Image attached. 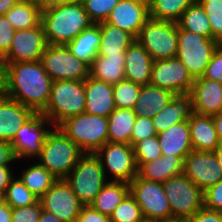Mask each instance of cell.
<instances>
[{"instance_id": "obj_1", "label": "cell", "mask_w": 222, "mask_h": 222, "mask_svg": "<svg viewBox=\"0 0 222 222\" xmlns=\"http://www.w3.org/2000/svg\"><path fill=\"white\" fill-rule=\"evenodd\" d=\"M2 67V93L35 113H42L47 107L53 82L42 63H2Z\"/></svg>"}, {"instance_id": "obj_2", "label": "cell", "mask_w": 222, "mask_h": 222, "mask_svg": "<svg viewBox=\"0 0 222 222\" xmlns=\"http://www.w3.org/2000/svg\"><path fill=\"white\" fill-rule=\"evenodd\" d=\"M41 23L47 43L52 45H67L94 24L81 1L42 9Z\"/></svg>"}, {"instance_id": "obj_3", "label": "cell", "mask_w": 222, "mask_h": 222, "mask_svg": "<svg viewBox=\"0 0 222 222\" xmlns=\"http://www.w3.org/2000/svg\"><path fill=\"white\" fill-rule=\"evenodd\" d=\"M84 153L59 127L48 133L38 163L57 179H65Z\"/></svg>"}, {"instance_id": "obj_4", "label": "cell", "mask_w": 222, "mask_h": 222, "mask_svg": "<svg viewBox=\"0 0 222 222\" xmlns=\"http://www.w3.org/2000/svg\"><path fill=\"white\" fill-rule=\"evenodd\" d=\"M85 105L84 81H53L47 107L41 114L58 127L66 119L84 113Z\"/></svg>"}, {"instance_id": "obj_5", "label": "cell", "mask_w": 222, "mask_h": 222, "mask_svg": "<svg viewBox=\"0 0 222 222\" xmlns=\"http://www.w3.org/2000/svg\"><path fill=\"white\" fill-rule=\"evenodd\" d=\"M58 127L84 154L96 153L108 142V117L82 113Z\"/></svg>"}, {"instance_id": "obj_6", "label": "cell", "mask_w": 222, "mask_h": 222, "mask_svg": "<svg viewBox=\"0 0 222 222\" xmlns=\"http://www.w3.org/2000/svg\"><path fill=\"white\" fill-rule=\"evenodd\" d=\"M65 181L83 205H90L103 186L111 181V178L106 177L96 154L89 153L80 157L76 166L66 176Z\"/></svg>"}, {"instance_id": "obj_7", "label": "cell", "mask_w": 222, "mask_h": 222, "mask_svg": "<svg viewBox=\"0 0 222 222\" xmlns=\"http://www.w3.org/2000/svg\"><path fill=\"white\" fill-rule=\"evenodd\" d=\"M219 45L220 43L216 40L178 27L176 57L186 66L194 79L204 75Z\"/></svg>"}, {"instance_id": "obj_8", "label": "cell", "mask_w": 222, "mask_h": 222, "mask_svg": "<svg viewBox=\"0 0 222 222\" xmlns=\"http://www.w3.org/2000/svg\"><path fill=\"white\" fill-rule=\"evenodd\" d=\"M153 61L176 57L178 24L149 18L135 39Z\"/></svg>"}, {"instance_id": "obj_9", "label": "cell", "mask_w": 222, "mask_h": 222, "mask_svg": "<svg viewBox=\"0 0 222 222\" xmlns=\"http://www.w3.org/2000/svg\"><path fill=\"white\" fill-rule=\"evenodd\" d=\"M172 217L190 218L204 206L203 191L184 173L162 182Z\"/></svg>"}, {"instance_id": "obj_10", "label": "cell", "mask_w": 222, "mask_h": 222, "mask_svg": "<svg viewBox=\"0 0 222 222\" xmlns=\"http://www.w3.org/2000/svg\"><path fill=\"white\" fill-rule=\"evenodd\" d=\"M40 62L53 81H84L89 66L71 53L67 45L48 44Z\"/></svg>"}, {"instance_id": "obj_11", "label": "cell", "mask_w": 222, "mask_h": 222, "mask_svg": "<svg viewBox=\"0 0 222 222\" xmlns=\"http://www.w3.org/2000/svg\"><path fill=\"white\" fill-rule=\"evenodd\" d=\"M129 186L130 194L140 206L145 220L155 222L172 217L162 183L146 180L137 175Z\"/></svg>"}, {"instance_id": "obj_12", "label": "cell", "mask_w": 222, "mask_h": 222, "mask_svg": "<svg viewBox=\"0 0 222 222\" xmlns=\"http://www.w3.org/2000/svg\"><path fill=\"white\" fill-rule=\"evenodd\" d=\"M100 163L111 181H124L130 183L138 175V166L131 144L107 142L96 153Z\"/></svg>"}, {"instance_id": "obj_13", "label": "cell", "mask_w": 222, "mask_h": 222, "mask_svg": "<svg viewBox=\"0 0 222 222\" xmlns=\"http://www.w3.org/2000/svg\"><path fill=\"white\" fill-rule=\"evenodd\" d=\"M53 127L52 123L41 113H36L22 125L10 143L16 160L27 159V157H29L28 159L37 158Z\"/></svg>"}, {"instance_id": "obj_14", "label": "cell", "mask_w": 222, "mask_h": 222, "mask_svg": "<svg viewBox=\"0 0 222 222\" xmlns=\"http://www.w3.org/2000/svg\"><path fill=\"white\" fill-rule=\"evenodd\" d=\"M47 46L42 23L29 29L16 30L10 50L1 58V63L40 61Z\"/></svg>"}, {"instance_id": "obj_15", "label": "cell", "mask_w": 222, "mask_h": 222, "mask_svg": "<svg viewBox=\"0 0 222 222\" xmlns=\"http://www.w3.org/2000/svg\"><path fill=\"white\" fill-rule=\"evenodd\" d=\"M194 78L186 66L177 58L156 60L152 63L150 84L171 91L174 94L189 93Z\"/></svg>"}, {"instance_id": "obj_16", "label": "cell", "mask_w": 222, "mask_h": 222, "mask_svg": "<svg viewBox=\"0 0 222 222\" xmlns=\"http://www.w3.org/2000/svg\"><path fill=\"white\" fill-rule=\"evenodd\" d=\"M39 201L43 210L63 222H76L83 206L65 179H58Z\"/></svg>"}, {"instance_id": "obj_17", "label": "cell", "mask_w": 222, "mask_h": 222, "mask_svg": "<svg viewBox=\"0 0 222 222\" xmlns=\"http://www.w3.org/2000/svg\"><path fill=\"white\" fill-rule=\"evenodd\" d=\"M183 173L203 192L222 180V169L214 152L192 150L184 159Z\"/></svg>"}, {"instance_id": "obj_18", "label": "cell", "mask_w": 222, "mask_h": 222, "mask_svg": "<svg viewBox=\"0 0 222 222\" xmlns=\"http://www.w3.org/2000/svg\"><path fill=\"white\" fill-rule=\"evenodd\" d=\"M149 18L148 0H120L105 22L130 33L136 39Z\"/></svg>"}, {"instance_id": "obj_19", "label": "cell", "mask_w": 222, "mask_h": 222, "mask_svg": "<svg viewBox=\"0 0 222 222\" xmlns=\"http://www.w3.org/2000/svg\"><path fill=\"white\" fill-rule=\"evenodd\" d=\"M189 94L194 112L212 116L222 111V83L198 77L194 79Z\"/></svg>"}, {"instance_id": "obj_20", "label": "cell", "mask_w": 222, "mask_h": 222, "mask_svg": "<svg viewBox=\"0 0 222 222\" xmlns=\"http://www.w3.org/2000/svg\"><path fill=\"white\" fill-rule=\"evenodd\" d=\"M36 113L0 93V140L11 143L16 132Z\"/></svg>"}, {"instance_id": "obj_21", "label": "cell", "mask_w": 222, "mask_h": 222, "mask_svg": "<svg viewBox=\"0 0 222 222\" xmlns=\"http://www.w3.org/2000/svg\"><path fill=\"white\" fill-rule=\"evenodd\" d=\"M86 105L84 113L108 117L116 108L113 85L88 76L84 80Z\"/></svg>"}, {"instance_id": "obj_22", "label": "cell", "mask_w": 222, "mask_h": 222, "mask_svg": "<svg viewBox=\"0 0 222 222\" xmlns=\"http://www.w3.org/2000/svg\"><path fill=\"white\" fill-rule=\"evenodd\" d=\"M125 79L140 85H148L151 80L153 59L136 40L124 54Z\"/></svg>"}, {"instance_id": "obj_23", "label": "cell", "mask_w": 222, "mask_h": 222, "mask_svg": "<svg viewBox=\"0 0 222 222\" xmlns=\"http://www.w3.org/2000/svg\"><path fill=\"white\" fill-rule=\"evenodd\" d=\"M193 113L191 95L189 93L175 94L171 102L152 118L156 133L165 131L174 124L188 121Z\"/></svg>"}, {"instance_id": "obj_24", "label": "cell", "mask_w": 222, "mask_h": 222, "mask_svg": "<svg viewBox=\"0 0 222 222\" xmlns=\"http://www.w3.org/2000/svg\"><path fill=\"white\" fill-rule=\"evenodd\" d=\"M157 136L162 156L186 157L193 150L188 121L174 124Z\"/></svg>"}, {"instance_id": "obj_25", "label": "cell", "mask_w": 222, "mask_h": 222, "mask_svg": "<svg viewBox=\"0 0 222 222\" xmlns=\"http://www.w3.org/2000/svg\"><path fill=\"white\" fill-rule=\"evenodd\" d=\"M193 150L214 152L220 144L212 116L196 112L188 119Z\"/></svg>"}, {"instance_id": "obj_26", "label": "cell", "mask_w": 222, "mask_h": 222, "mask_svg": "<svg viewBox=\"0 0 222 222\" xmlns=\"http://www.w3.org/2000/svg\"><path fill=\"white\" fill-rule=\"evenodd\" d=\"M174 95L169 90L151 84L142 85L133 109L134 113L138 117L153 118L171 102Z\"/></svg>"}, {"instance_id": "obj_27", "label": "cell", "mask_w": 222, "mask_h": 222, "mask_svg": "<svg viewBox=\"0 0 222 222\" xmlns=\"http://www.w3.org/2000/svg\"><path fill=\"white\" fill-rule=\"evenodd\" d=\"M185 157L173 155L161 156L154 161L144 163L138 169V175L146 180L162 183L172 176L183 173Z\"/></svg>"}, {"instance_id": "obj_28", "label": "cell", "mask_w": 222, "mask_h": 222, "mask_svg": "<svg viewBox=\"0 0 222 222\" xmlns=\"http://www.w3.org/2000/svg\"><path fill=\"white\" fill-rule=\"evenodd\" d=\"M101 42L98 55H124L133 44L135 38L115 25L100 22Z\"/></svg>"}, {"instance_id": "obj_29", "label": "cell", "mask_w": 222, "mask_h": 222, "mask_svg": "<svg viewBox=\"0 0 222 222\" xmlns=\"http://www.w3.org/2000/svg\"><path fill=\"white\" fill-rule=\"evenodd\" d=\"M100 42V26L99 24H92L69 42L67 47L73 55L90 67L98 56Z\"/></svg>"}, {"instance_id": "obj_30", "label": "cell", "mask_w": 222, "mask_h": 222, "mask_svg": "<svg viewBox=\"0 0 222 222\" xmlns=\"http://www.w3.org/2000/svg\"><path fill=\"white\" fill-rule=\"evenodd\" d=\"M124 67V55H98L90 65L89 76L113 85L125 79Z\"/></svg>"}, {"instance_id": "obj_31", "label": "cell", "mask_w": 222, "mask_h": 222, "mask_svg": "<svg viewBox=\"0 0 222 222\" xmlns=\"http://www.w3.org/2000/svg\"><path fill=\"white\" fill-rule=\"evenodd\" d=\"M135 119L133 109L115 108L108 116V142L130 144Z\"/></svg>"}, {"instance_id": "obj_32", "label": "cell", "mask_w": 222, "mask_h": 222, "mask_svg": "<svg viewBox=\"0 0 222 222\" xmlns=\"http://www.w3.org/2000/svg\"><path fill=\"white\" fill-rule=\"evenodd\" d=\"M129 193V183L108 181L90 205L100 213L110 216Z\"/></svg>"}, {"instance_id": "obj_33", "label": "cell", "mask_w": 222, "mask_h": 222, "mask_svg": "<svg viewBox=\"0 0 222 222\" xmlns=\"http://www.w3.org/2000/svg\"><path fill=\"white\" fill-rule=\"evenodd\" d=\"M42 7L31 1L19 0L5 16L16 30L29 29L41 23Z\"/></svg>"}, {"instance_id": "obj_34", "label": "cell", "mask_w": 222, "mask_h": 222, "mask_svg": "<svg viewBox=\"0 0 222 222\" xmlns=\"http://www.w3.org/2000/svg\"><path fill=\"white\" fill-rule=\"evenodd\" d=\"M19 179L38 198L43 196L58 180L37 161L23 169Z\"/></svg>"}, {"instance_id": "obj_35", "label": "cell", "mask_w": 222, "mask_h": 222, "mask_svg": "<svg viewBox=\"0 0 222 222\" xmlns=\"http://www.w3.org/2000/svg\"><path fill=\"white\" fill-rule=\"evenodd\" d=\"M177 24L180 29L198 33L212 39L210 21L205 13L203 6L199 3L198 0H195L184 11Z\"/></svg>"}, {"instance_id": "obj_36", "label": "cell", "mask_w": 222, "mask_h": 222, "mask_svg": "<svg viewBox=\"0 0 222 222\" xmlns=\"http://www.w3.org/2000/svg\"><path fill=\"white\" fill-rule=\"evenodd\" d=\"M149 17L177 23L195 0H148Z\"/></svg>"}, {"instance_id": "obj_37", "label": "cell", "mask_w": 222, "mask_h": 222, "mask_svg": "<svg viewBox=\"0 0 222 222\" xmlns=\"http://www.w3.org/2000/svg\"><path fill=\"white\" fill-rule=\"evenodd\" d=\"M3 196L4 201L11 208L29 206L39 201V198L23 184L19 177L11 180Z\"/></svg>"}, {"instance_id": "obj_38", "label": "cell", "mask_w": 222, "mask_h": 222, "mask_svg": "<svg viewBox=\"0 0 222 222\" xmlns=\"http://www.w3.org/2000/svg\"><path fill=\"white\" fill-rule=\"evenodd\" d=\"M141 86L126 79L113 84V97L116 108L134 109Z\"/></svg>"}, {"instance_id": "obj_39", "label": "cell", "mask_w": 222, "mask_h": 222, "mask_svg": "<svg viewBox=\"0 0 222 222\" xmlns=\"http://www.w3.org/2000/svg\"><path fill=\"white\" fill-rule=\"evenodd\" d=\"M140 206L129 193L110 215V222H143Z\"/></svg>"}, {"instance_id": "obj_40", "label": "cell", "mask_w": 222, "mask_h": 222, "mask_svg": "<svg viewBox=\"0 0 222 222\" xmlns=\"http://www.w3.org/2000/svg\"><path fill=\"white\" fill-rule=\"evenodd\" d=\"M138 169L144 164L162 156L158 136L145 138L133 146Z\"/></svg>"}, {"instance_id": "obj_41", "label": "cell", "mask_w": 222, "mask_h": 222, "mask_svg": "<svg viewBox=\"0 0 222 222\" xmlns=\"http://www.w3.org/2000/svg\"><path fill=\"white\" fill-rule=\"evenodd\" d=\"M210 21L212 39L222 44V0H198Z\"/></svg>"}, {"instance_id": "obj_42", "label": "cell", "mask_w": 222, "mask_h": 222, "mask_svg": "<svg viewBox=\"0 0 222 222\" xmlns=\"http://www.w3.org/2000/svg\"><path fill=\"white\" fill-rule=\"evenodd\" d=\"M120 0H81L85 11L94 24L106 21Z\"/></svg>"}, {"instance_id": "obj_43", "label": "cell", "mask_w": 222, "mask_h": 222, "mask_svg": "<svg viewBox=\"0 0 222 222\" xmlns=\"http://www.w3.org/2000/svg\"><path fill=\"white\" fill-rule=\"evenodd\" d=\"M154 135H157V133L155 131L152 118L136 116L130 139L131 146L133 147L137 142Z\"/></svg>"}, {"instance_id": "obj_44", "label": "cell", "mask_w": 222, "mask_h": 222, "mask_svg": "<svg viewBox=\"0 0 222 222\" xmlns=\"http://www.w3.org/2000/svg\"><path fill=\"white\" fill-rule=\"evenodd\" d=\"M42 211L40 201L35 204L12 208L11 222H38Z\"/></svg>"}, {"instance_id": "obj_45", "label": "cell", "mask_w": 222, "mask_h": 222, "mask_svg": "<svg viewBox=\"0 0 222 222\" xmlns=\"http://www.w3.org/2000/svg\"><path fill=\"white\" fill-rule=\"evenodd\" d=\"M16 29L5 15H0V59L10 50Z\"/></svg>"}, {"instance_id": "obj_46", "label": "cell", "mask_w": 222, "mask_h": 222, "mask_svg": "<svg viewBox=\"0 0 222 222\" xmlns=\"http://www.w3.org/2000/svg\"><path fill=\"white\" fill-rule=\"evenodd\" d=\"M204 207L222 212V180L203 192Z\"/></svg>"}, {"instance_id": "obj_47", "label": "cell", "mask_w": 222, "mask_h": 222, "mask_svg": "<svg viewBox=\"0 0 222 222\" xmlns=\"http://www.w3.org/2000/svg\"><path fill=\"white\" fill-rule=\"evenodd\" d=\"M203 77L222 83V44L213 53Z\"/></svg>"}, {"instance_id": "obj_48", "label": "cell", "mask_w": 222, "mask_h": 222, "mask_svg": "<svg viewBox=\"0 0 222 222\" xmlns=\"http://www.w3.org/2000/svg\"><path fill=\"white\" fill-rule=\"evenodd\" d=\"M76 222H110V216L100 213L91 205H83Z\"/></svg>"}, {"instance_id": "obj_49", "label": "cell", "mask_w": 222, "mask_h": 222, "mask_svg": "<svg viewBox=\"0 0 222 222\" xmlns=\"http://www.w3.org/2000/svg\"><path fill=\"white\" fill-rule=\"evenodd\" d=\"M187 222H222V212L210 210L203 206L192 217L187 218Z\"/></svg>"}, {"instance_id": "obj_50", "label": "cell", "mask_w": 222, "mask_h": 222, "mask_svg": "<svg viewBox=\"0 0 222 222\" xmlns=\"http://www.w3.org/2000/svg\"><path fill=\"white\" fill-rule=\"evenodd\" d=\"M16 161L11 144L0 140V166H11Z\"/></svg>"}, {"instance_id": "obj_51", "label": "cell", "mask_w": 222, "mask_h": 222, "mask_svg": "<svg viewBox=\"0 0 222 222\" xmlns=\"http://www.w3.org/2000/svg\"><path fill=\"white\" fill-rule=\"evenodd\" d=\"M14 178V172L10 166H0V193L4 195L7 186Z\"/></svg>"}, {"instance_id": "obj_52", "label": "cell", "mask_w": 222, "mask_h": 222, "mask_svg": "<svg viewBox=\"0 0 222 222\" xmlns=\"http://www.w3.org/2000/svg\"><path fill=\"white\" fill-rule=\"evenodd\" d=\"M12 208L3 200L0 203V222H11Z\"/></svg>"}, {"instance_id": "obj_53", "label": "cell", "mask_w": 222, "mask_h": 222, "mask_svg": "<svg viewBox=\"0 0 222 222\" xmlns=\"http://www.w3.org/2000/svg\"><path fill=\"white\" fill-rule=\"evenodd\" d=\"M81 0H42L39 4L42 9L59 6L64 4H72L80 2Z\"/></svg>"}, {"instance_id": "obj_54", "label": "cell", "mask_w": 222, "mask_h": 222, "mask_svg": "<svg viewBox=\"0 0 222 222\" xmlns=\"http://www.w3.org/2000/svg\"><path fill=\"white\" fill-rule=\"evenodd\" d=\"M215 130L219 137L220 142H222V112L212 115Z\"/></svg>"}, {"instance_id": "obj_55", "label": "cell", "mask_w": 222, "mask_h": 222, "mask_svg": "<svg viewBox=\"0 0 222 222\" xmlns=\"http://www.w3.org/2000/svg\"><path fill=\"white\" fill-rule=\"evenodd\" d=\"M19 0H0V15H5Z\"/></svg>"}, {"instance_id": "obj_56", "label": "cell", "mask_w": 222, "mask_h": 222, "mask_svg": "<svg viewBox=\"0 0 222 222\" xmlns=\"http://www.w3.org/2000/svg\"><path fill=\"white\" fill-rule=\"evenodd\" d=\"M38 222H63V221L57 218L54 214L42 209L40 219Z\"/></svg>"}, {"instance_id": "obj_57", "label": "cell", "mask_w": 222, "mask_h": 222, "mask_svg": "<svg viewBox=\"0 0 222 222\" xmlns=\"http://www.w3.org/2000/svg\"><path fill=\"white\" fill-rule=\"evenodd\" d=\"M214 153L216 154L220 168L222 169V142H220V144L214 150Z\"/></svg>"}, {"instance_id": "obj_58", "label": "cell", "mask_w": 222, "mask_h": 222, "mask_svg": "<svg viewBox=\"0 0 222 222\" xmlns=\"http://www.w3.org/2000/svg\"><path fill=\"white\" fill-rule=\"evenodd\" d=\"M156 222H187L186 218H178V217H170L162 220H158Z\"/></svg>"}, {"instance_id": "obj_59", "label": "cell", "mask_w": 222, "mask_h": 222, "mask_svg": "<svg viewBox=\"0 0 222 222\" xmlns=\"http://www.w3.org/2000/svg\"><path fill=\"white\" fill-rule=\"evenodd\" d=\"M2 75H3V67L0 59V93H2Z\"/></svg>"}, {"instance_id": "obj_60", "label": "cell", "mask_w": 222, "mask_h": 222, "mask_svg": "<svg viewBox=\"0 0 222 222\" xmlns=\"http://www.w3.org/2000/svg\"><path fill=\"white\" fill-rule=\"evenodd\" d=\"M22 1H31L39 4L42 0H22Z\"/></svg>"}, {"instance_id": "obj_61", "label": "cell", "mask_w": 222, "mask_h": 222, "mask_svg": "<svg viewBox=\"0 0 222 222\" xmlns=\"http://www.w3.org/2000/svg\"><path fill=\"white\" fill-rule=\"evenodd\" d=\"M4 200V196L2 193H0V203Z\"/></svg>"}]
</instances>
